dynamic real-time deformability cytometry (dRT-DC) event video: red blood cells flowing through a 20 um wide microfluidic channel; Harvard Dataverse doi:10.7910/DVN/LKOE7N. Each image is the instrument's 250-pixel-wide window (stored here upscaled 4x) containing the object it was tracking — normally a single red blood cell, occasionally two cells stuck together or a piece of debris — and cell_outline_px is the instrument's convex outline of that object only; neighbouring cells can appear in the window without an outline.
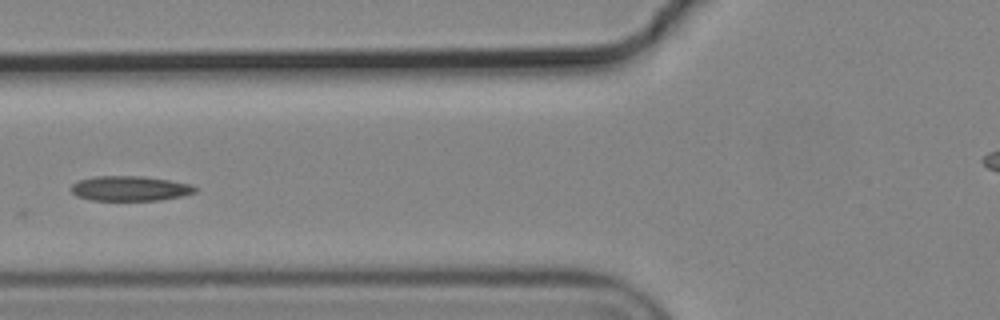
{"species": "common noctule bat (a hibernating species)", "species_latin": "Nyctalus noctula", "temperature_condition": "cold", "stored_images_in_passage": 7, "camera_frame_rate_fps": 3000, "um_per_image_px": 0.085, "animal": {"sex": "male", "body_mass_g": 19.2, "forearm_length_mm": 51.8}, "frame": {"image": 1, "passage_image": 4, "time_ms": 1.0, "image_size_px": [1000, 320], "cell_outline_px": [[196, 192], [180, 196], [160, 200], [92, 200], [76, 196], [72, 192], [72, 184], [80, 180], [96, 176], [140, 176], [168, 180], [192, 184], [196, 188]], "centroid_in_image_um": [11.05, 16.02], "position_along_channel_um": 114.8, "area_um2": 17.8}}
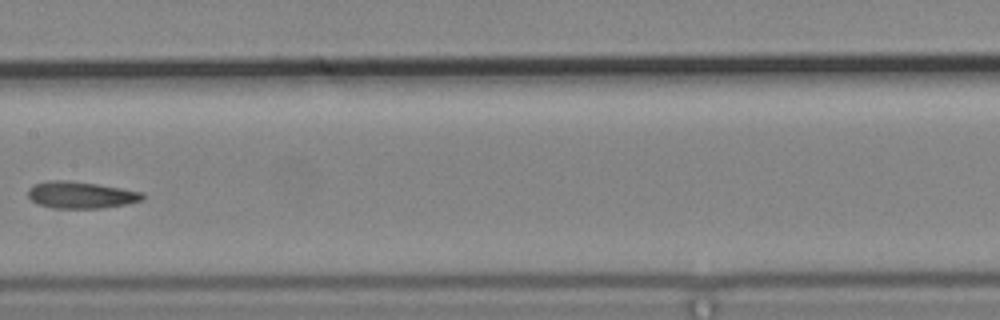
{"frame": {"image": 2, "passage_image": 6, "time_ms": 1.667, "image_size_px": [1000, 320], "cell_outline_px": [[144, 200], [128, 204], [100, 208], [52, 208], [36, 204], [28, 196], [28, 188], [36, 184], [48, 180], [68, 180], [96, 184], [144, 192]], "centroid_in_image_um": [6.88, 16.57], "position_along_channel_um": 200.5, "area_um2": 17.98}}
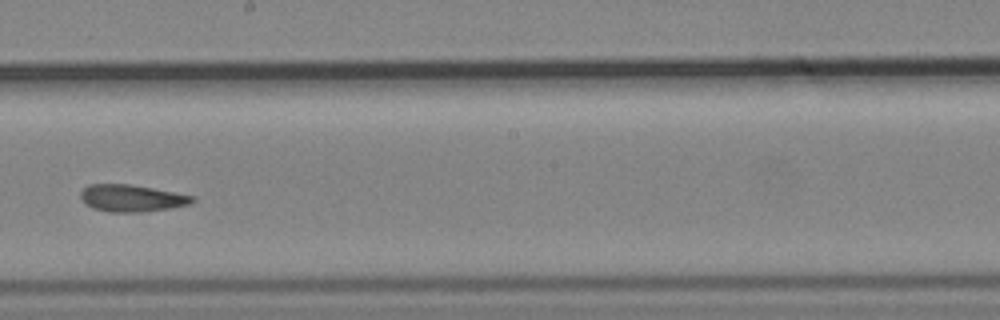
{"frame": {"image": 3, "passage_image": 7, "time_ms": 2.0, "image_size_px": [1000, 320], "cell_outline_px": [[196, 200], [192, 204], [172, 208], [140, 212], [112, 212], [92, 208], [84, 204], [80, 196], [80, 192], [88, 184], [128, 184], [152, 188], [196, 196]], "centroid_in_image_um": [11.21, 16.85], "position_along_channel_um": 237.0, "area_um2": 17.74}}